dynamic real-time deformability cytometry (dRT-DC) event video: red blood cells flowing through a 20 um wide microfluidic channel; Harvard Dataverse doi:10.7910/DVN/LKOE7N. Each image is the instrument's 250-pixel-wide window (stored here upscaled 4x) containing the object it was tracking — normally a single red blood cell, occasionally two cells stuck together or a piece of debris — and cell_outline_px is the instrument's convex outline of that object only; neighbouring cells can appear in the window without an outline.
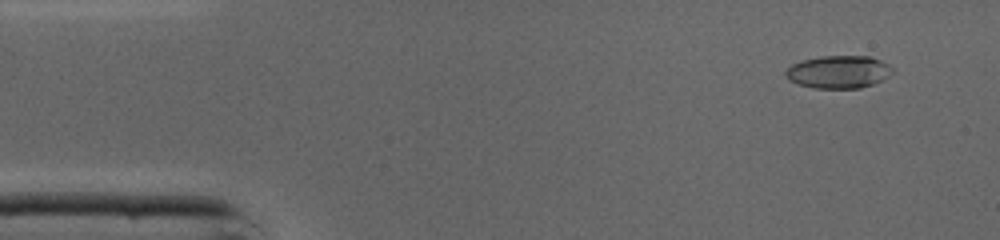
{"species": "common noctule bat (a hibernating species)", "species_latin": "Nyctalus noctula", "temperature_condition": "cold", "stored_images_in_passage": 44, "camera_frame_rate_fps": 3000, "um_per_image_px": 0.085, "animal": {"sex": "male", "body_mass_g": 19.0, "forearm_length_mm": 50.8}, "frame": {"image": 1, "passage_image": 3, "time_ms": 0.667, "image_size_px": [1000, 240], "cell_outline_px": [[896, 72], [872, 84], [860, 88], [812, 88], [788, 80], [784, 76], [784, 72], [792, 64], [804, 60], [820, 56], [868, 56], [880, 60], [888, 64]], "centroid_in_image_um": [71.27, 6.11], "position_along_channel_um": 13.7, "area_um2": 20.35}}
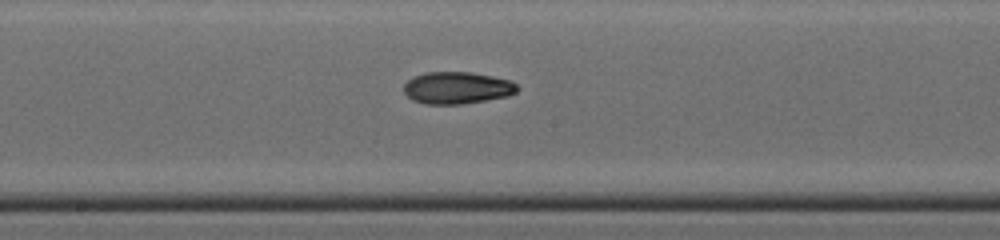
{"frame": {"image": 2, "passage_image": 23, "time_ms": 7.333, "image_size_px": [1000, 240], "cell_outline_px": [[520, 88], [516, 92], [508, 96], [460, 104], [424, 104], [412, 100], [404, 92], [404, 84], [408, 80], [424, 72], [468, 72], [492, 76], [512, 80]], "centroid_in_image_um": [38.86, 7.46], "position_along_channel_um": 209.3, "area_um2": 21.15}}
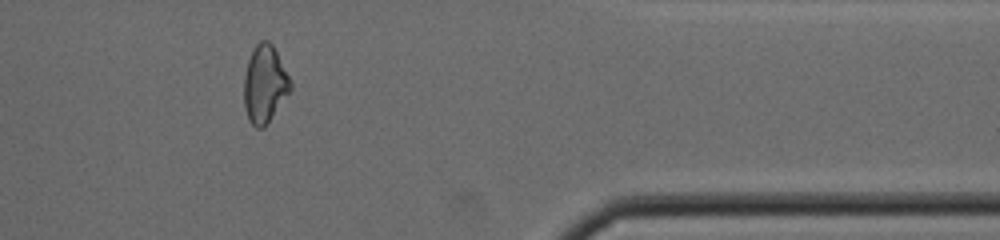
{"frame": {"image": 3, "passage_image": 37, "time_ms": 12.0, "image_size_px": [1000, 240], "cell_outline_px": [[292, 88], [264, 128], [256, 128], [248, 120], [244, 108], [244, 76], [248, 60], [256, 44], [260, 40], [268, 40], [272, 44], [292, 80]], "centroid_in_image_um": [22.5, 7.15], "position_along_channel_um": 388.9, "area_um2": 21.04}}